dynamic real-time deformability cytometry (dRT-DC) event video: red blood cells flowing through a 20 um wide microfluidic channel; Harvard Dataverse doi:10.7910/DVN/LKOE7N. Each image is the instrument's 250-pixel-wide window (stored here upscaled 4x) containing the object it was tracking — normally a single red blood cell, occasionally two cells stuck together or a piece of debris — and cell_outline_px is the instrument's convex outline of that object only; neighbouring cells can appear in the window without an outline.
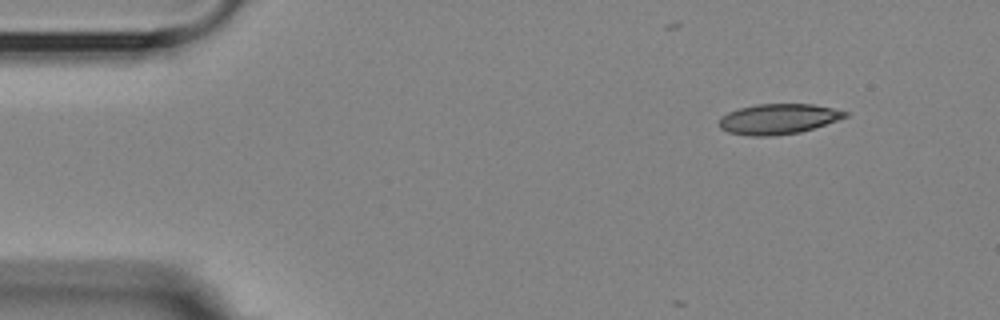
{"species": "Egyptian fruit bat (a non-hibernating species)", "species_latin": "Rousettus aegyptiacus", "temperature_condition": "room temperature", "stored_images_in_passage": 4, "camera_frame_rate_fps": 3000, "um_per_image_px": 0.085, "animal": {"sex": "female"}, "frame": {"image": 1, "passage_image": 1, "time_ms": 0.0, "image_size_px": [1000, 320], "cell_outline_px": [[848, 116], [800, 132], [772, 136], [752, 136], [728, 132], [720, 128], [720, 116], [728, 112], [740, 108], [756, 104], [812, 104], [832, 108], [848, 112]], "centroid_in_image_um": [66.12, 10.11], "position_along_channel_um": 18.9, "area_um2": 22.02}}
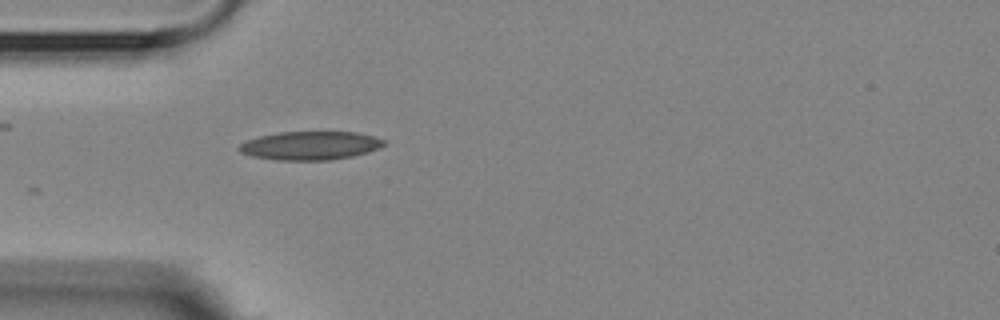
{"frame": {"image": 2, "passage_image": 4, "time_ms": 3.333, "image_size_px": [1000, 320], "cell_outline_px": [[388, 144], [380, 148], [368, 152], [352, 156], [328, 160], [276, 160], [252, 156], [240, 152], [236, 148], [240, 144], [248, 140], [260, 136], [280, 132], [356, 132], [388, 140]], "centroid_in_image_um": [26.41, 12.37], "position_along_channel_um": 58.6, "area_um2": 24.16}}